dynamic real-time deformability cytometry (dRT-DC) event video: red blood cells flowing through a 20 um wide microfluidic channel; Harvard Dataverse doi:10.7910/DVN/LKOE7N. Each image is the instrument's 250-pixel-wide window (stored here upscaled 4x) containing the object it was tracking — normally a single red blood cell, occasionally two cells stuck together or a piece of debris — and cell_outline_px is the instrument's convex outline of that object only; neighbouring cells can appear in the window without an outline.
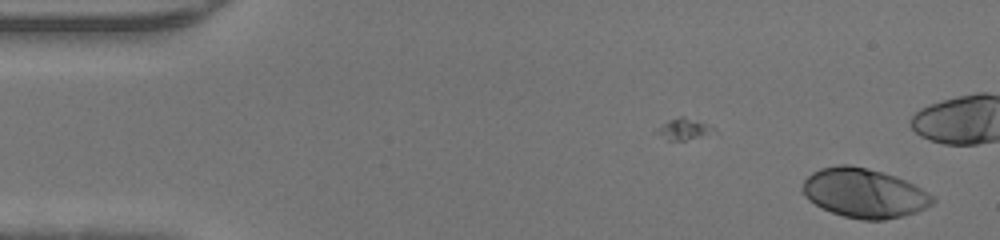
{"species": "human", "species_latin": "Homo sapiens", "temperature_condition": "warm", "stored_images_in_passage": 25, "camera_frame_rate_fps": 3000, "um_per_image_px": 0.085, "donor": {"sex": "male"}, "frame": {"image": 1, "passage_image": 1, "time_ms": 0.0, "image_size_px": [1000, 240], "cell_outline_px": [[936, 200], [932, 204], [916, 212], [904, 216], [884, 220], [860, 220], [844, 216], [832, 212], [808, 200], [804, 196], [800, 188], [804, 180], [812, 172], [820, 168], [840, 164], [848, 164], [896, 176], [936, 196]], "centroid_in_image_um": [73.44, 16.42], "position_along_channel_um": 11.6, "area_um2": 37.34}}
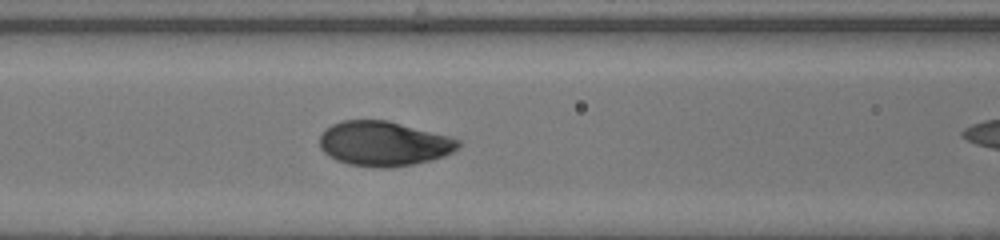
{"frame": {"image": 2, "passage_image": 18, "time_ms": 5.667, "image_size_px": [1000, 240], "cell_outline_px": [[460, 148], [444, 156], [432, 160], [412, 164], [388, 168], [376, 168], [348, 164], [336, 160], [328, 156], [320, 148], [320, 136], [324, 128], [340, 120], [388, 120], [448, 136], [460, 140]], "centroid_in_image_um": [32.59, 12.21], "position_along_channel_um": 134.0, "area_um2": 36.36}}
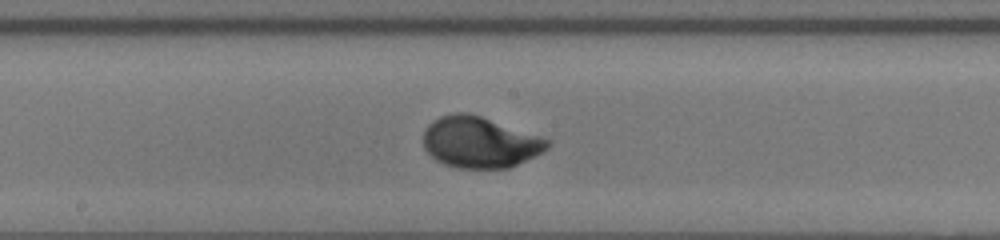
{"frame": {"image": 3, "passage_image": 23, "time_ms": 7.333, "image_size_px": [1000, 240], "cell_outline_px": [[552, 144], [548, 148], [508, 168], [456, 168], [444, 164], [436, 160], [424, 148], [424, 128], [432, 120], [440, 116], [452, 112], [468, 112], [552, 140]], "centroid_in_image_um": [40.75, 12.08], "position_along_channel_um": 207.5, "area_um2": 36.82}}